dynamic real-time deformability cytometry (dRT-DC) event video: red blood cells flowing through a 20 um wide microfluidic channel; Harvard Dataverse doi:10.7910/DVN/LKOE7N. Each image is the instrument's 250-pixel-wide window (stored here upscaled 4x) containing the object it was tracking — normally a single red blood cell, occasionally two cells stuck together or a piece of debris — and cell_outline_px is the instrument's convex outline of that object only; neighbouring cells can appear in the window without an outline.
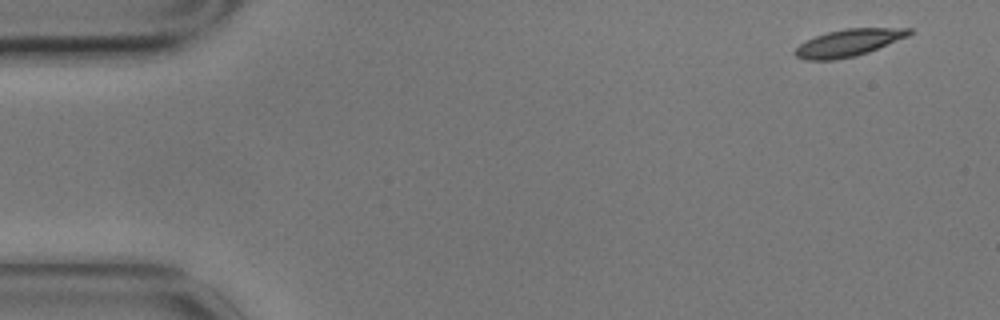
{"species": "common noctule bat (a hibernating species)", "species_latin": "Nyctalus noctula", "temperature_condition": "cold", "stored_images_in_passage": 4, "camera_frame_rate_fps": 3000, "um_per_image_px": 0.085, "animal": {"sex": "male", "body_mass_g": 17.9}, "frame": {"image": 1, "passage_image": 1, "time_ms": 0.0, "image_size_px": [1000, 320], "cell_outline_px": [[912, 32], [908, 36], [868, 52], [856, 56], [836, 60], [804, 60], [796, 56], [792, 52], [800, 44], [816, 36], [828, 32], [844, 28], [912, 28]], "centroid_in_image_um": [72.11, 3.64], "position_along_channel_um": 12.9, "area_um2": 17.98}}